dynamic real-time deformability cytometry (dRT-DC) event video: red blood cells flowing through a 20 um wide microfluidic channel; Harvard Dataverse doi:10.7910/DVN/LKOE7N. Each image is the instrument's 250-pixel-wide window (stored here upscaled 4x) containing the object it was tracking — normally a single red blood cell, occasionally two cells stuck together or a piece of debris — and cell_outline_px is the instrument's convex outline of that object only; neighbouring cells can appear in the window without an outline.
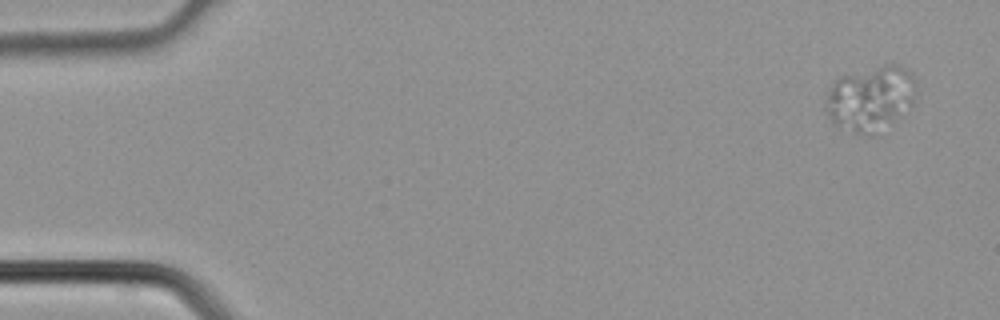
{"species": "common noctule bat (a hibernating species)", "species_latin": "Nyctalus noctula", "temperature_condition": "cold", "stored_images_in_passage": 3, "camera_frame_rate_fps": 3000, "um_per_image_px": 0.085, "animal": {"sex": "male", "body_mass_g": 21.5, "forearm_length_mm": 52.0}, "frame": {"image": 1, "passage_image": 1, "time_ms": 0.0, "image_size_px": [1000, 320], "cell_outline_px": [[920, 88], [912, 104], [892, 120], [864, 132], [856, 132], [832, 124], [828, 116], [824, 100], [832, 84], [840, 76], [892, 60], [900, 64], [912, 72]], "centroid_in_image_um": [74.03, 8.2], "position_along_channel_um": 11.0, "area_um2": 34.04}}
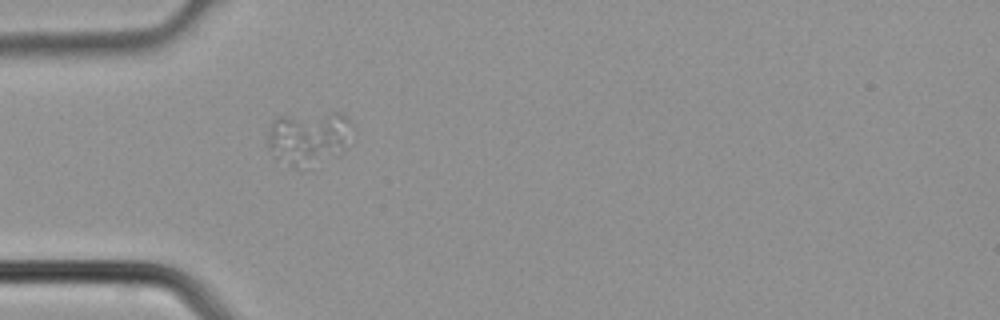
{"frame": {"image": 2, "passage_image": 3, "time_ms": 0.667, "image_size_px": [1000, 320], "cell_outline_px": [[352, 124], [344, 152], [340, 156], [296, 168], [268, 148], [268, 132], [272, 120], [276, 116], [332, 112], [340, 112]], "centroid_in_image_um": [26.26, 11.67], "position_along_channel_um": 58.7, "area_um2": 26.01}}